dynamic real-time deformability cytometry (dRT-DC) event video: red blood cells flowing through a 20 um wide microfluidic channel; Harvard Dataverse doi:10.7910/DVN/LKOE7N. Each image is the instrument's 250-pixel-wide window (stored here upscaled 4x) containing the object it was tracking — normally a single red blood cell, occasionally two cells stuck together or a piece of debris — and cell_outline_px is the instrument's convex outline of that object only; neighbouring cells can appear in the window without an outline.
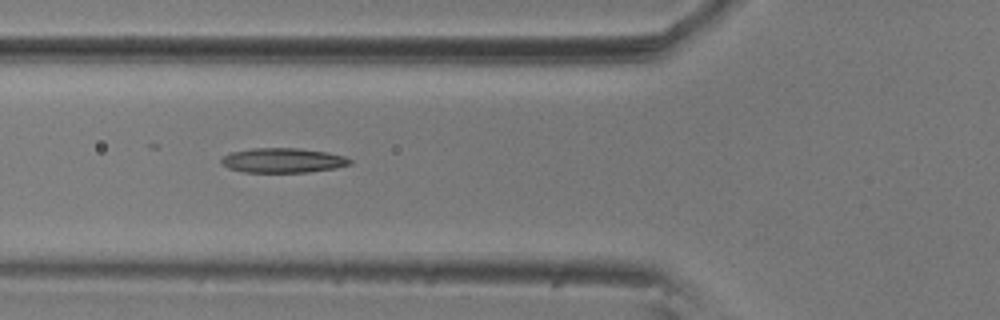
{"species": "common noctule bat (a hibernating species)", "species_latin": "Nyctalus noctula", "temperature_condition": "room temperature", "stored_images_in_passage": 9, "camera_frame_rate_fps": 3000, "um_per_image_px": 0.085, "animal": {"sex": "male", "body_mass_g": 20.5, "forearm_length_mm": 52.5}, "frame": {"image": 1, "passage_image": 6, "time_ms": 1.667, "image_size_px": [1000, 320], "cell_outline_px": [[352, 164], [336, 168], [308, 172], [244, 172], [228, 168], [220, 164], [220, 160], [224, 156], [232, 152], [252, 148], [300, 148], [328, 152], [344, 156], [352, 160]], "centroid_in_image_um": [24.06, 13.63], "position_along_channel_um": 101.7, "area_um2": 18.61}}
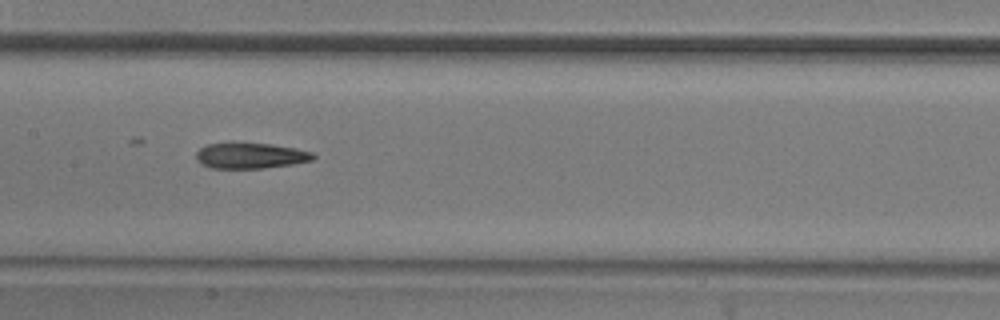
{"frame": {"image": 2, "passage_image": 8, "time_ms": 2.333, "image_size_px": [1000, 320], "cell_outline_px": [[316, 156], [312, 160], [292, 164], [264, 168], [212, 168], [200, 164], [196, 160], [196, 152], [204, 144], [272, 144], [296, 148], [312, 152]], "centroid_in_image_um": [21.28, 13.24], "position_along_channel_um": 186.1, "area_um2": 17.34}}
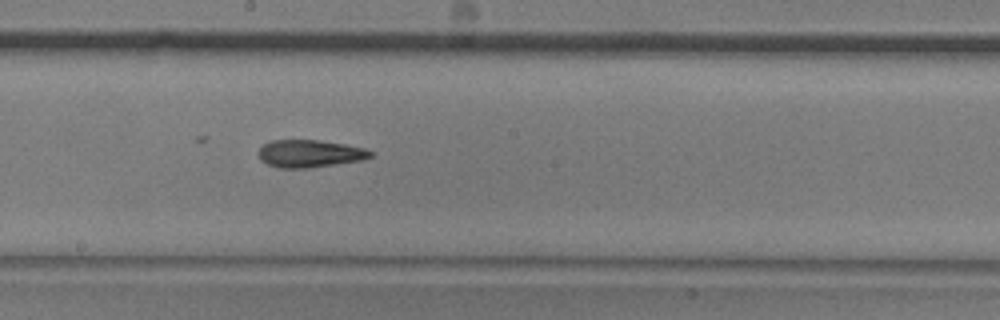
{"frame": {"image": 3, "passage_image": 9, "time_ms": 2.667, "image_size_px": [1000, 320], "cell_outline_px": [[372, 156], [364, 160], [308, 168], [276, 168], [260, 160], [260, 148], [264, 144], [272, 140], [316, 140], [344, 144], [364, 148], [372, 152]], "centroid_in_image_um": [26.33, 13.06], "position_along_channel_um": 221.9, "area_um2": 17.86}}